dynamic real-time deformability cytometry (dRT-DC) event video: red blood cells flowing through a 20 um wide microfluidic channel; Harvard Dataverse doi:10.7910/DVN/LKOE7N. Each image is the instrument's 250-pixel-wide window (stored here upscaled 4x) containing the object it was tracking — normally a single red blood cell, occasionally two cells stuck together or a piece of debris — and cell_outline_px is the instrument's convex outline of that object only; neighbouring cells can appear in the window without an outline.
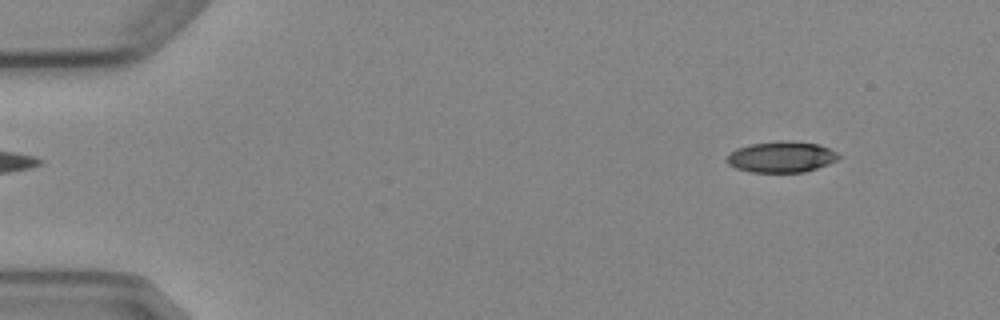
{"species": "Egyptian fruit bat (a non-hibernating species)", "species_latin": "Rousettus aegyptiacus", "temperature_condition": "cold", "stored_images_in_passage": 8, "camera_frame_rate_fps": 3000, "um_per_image_px": 0.085, "animal": {"sex": "female"}, "frame": {"image": 1, "passage_image": 1, "time_ms": 0.0, "image_size_px": [1000, 320], "cell_outline_px": [[840, 156], [836, 160], [828, 164], [804, 172], [752, 172], [736, 168], [728, 164], [728, 156], [736, 148], [752, 144], [780, 140], [792, 140], [820, 144], [836, 152]], "centroid_in_image_um": [66.44, 13.32], "position_along_channel_um": 18.6, "area_um2": 20.11}}
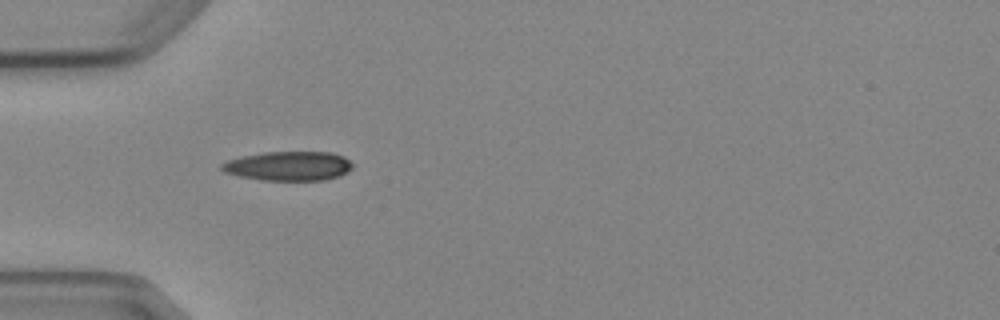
{"frame": {"image": 2, "passage_image": 4, "time_ms": 3.667, "image_size_px": [1000, 320], "cell_outline_px": [[352, 168], [348, 172], [340, 176], [324, 180], [260, 180], [240, 176], [224, 172], [220, 168], [220, 164], [228, 160], [244, 156], [264, 152], [332, 152], [344, 156], [352, 164]], "centroid_in_image_um": [24.54, 14.11], "position_along_channel_um": 60.5, "area_um2": 22.37}}
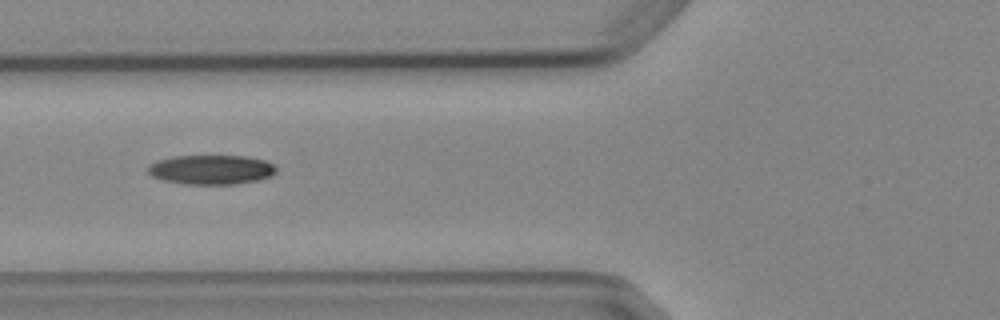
{"frame": {"image": 3, "passage_image": 5, "time_ms": 5.0, "image_size_px": [1000, 320], "cell_outline_px": [[276, 172], [272, 176], [256, 180], [236, 184], [184, 184], [160, 180], [152, 176], [148, 172], [148, 164], [156, 160], [172, 156], [248, 156], [264, 160], [272, 164], [276, 168]], "centroid_in_image_um": [17.91, 14.42], "position_along_channel_um": 107.9, "area_um2": 22.2}}